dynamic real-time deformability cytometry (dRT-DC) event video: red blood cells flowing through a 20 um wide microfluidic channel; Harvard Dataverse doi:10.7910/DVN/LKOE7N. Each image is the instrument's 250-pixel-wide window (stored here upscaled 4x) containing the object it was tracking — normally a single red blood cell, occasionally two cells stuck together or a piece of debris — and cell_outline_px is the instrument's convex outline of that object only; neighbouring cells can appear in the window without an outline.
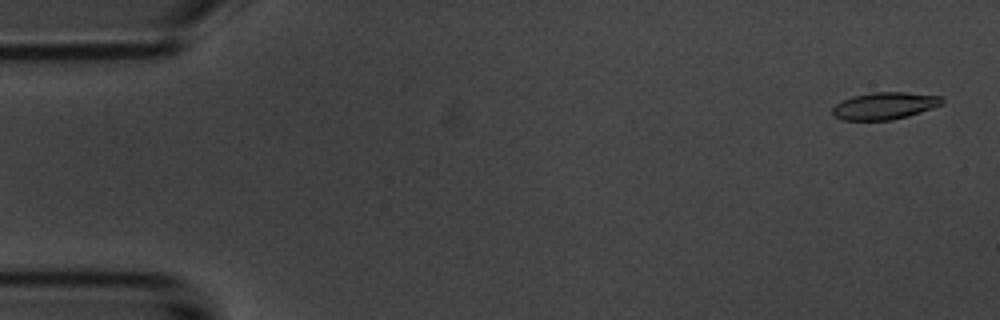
{"species": "common noctule bat (a hibernating species)", "species_latin": "Nyctalus noctula", "temperature_condition": "room temperature", "stored_images_in_passage": 54, "camera_frame_rate_fps": 3000, "um_per_image_px": 0.085, "animal": {"sex": "male", "body_mass_g": 20.1, "forearm_length_mm": 53.5}, "frame": {"image": 1, "passage_image": 2, "time_ms": 0.333, "image_size_px": [1000, 320], "cell_outline_px": [[944, 104], [908, 116], [892, 120], [844, 120], [836, 116], [832, 112], [832, 108], [836, 104], [852, 96], [872, 92], [908, 92], [944, 96]], "centroid_in_image_um": [75.25, 8.98], "position_along_channel_um": 9.8, "area_um2": 17.4}}
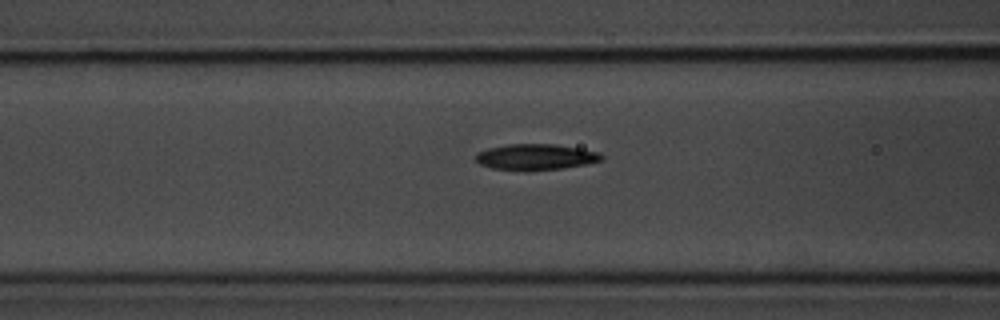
{"frame": {"image": 2, "passage_image": 21, "time_ms": 6.667, "image_size_px": [1000, 320], "cell_outline_px": [[604, 160], [588, 164], [564, 168], [492, 168], [480, 164], [472, 156], [476, 152], [488, 148], [508, 144], [556, 144], [600, 152], [604, 156]], "centroid_in_image_um": [45.57, 13.3], "position_along_channel_um": 121.0, "area_um2": 18.55}}
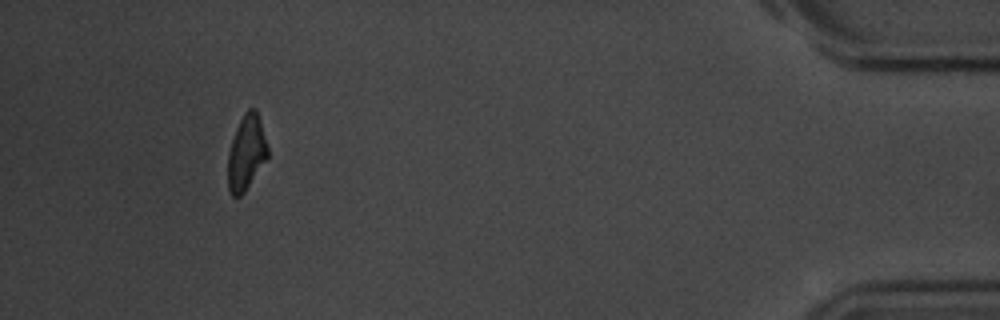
{"frame": {"image": 3, "passage_image": 50, "time_ms": 16.333, "image_size_px": [1000, 320], "cell_outline_px": [[268, 156], [244, 192], [240, 196], [232, 196], [228, 188], [228, 152], [236, 128], [244, 112], [248, 108], [256, 108], [268, 148]], "centroid_in_image_um": [20.92, 12.96], "position_along_channel_um": 414.3, "area_um2": 17.11}, "authors_computed_cell_mechanics": {"area_um2": 18.3804, "velocity_mm_per_s": 3.714, "shape_relaxation_time_tau1_ms": 3.4131, "shape_relaxation_time_tau2_ms": 7.0574, "deformation_change_tau1": 0.1227, "deformation_change_tau2": 0.1513}}